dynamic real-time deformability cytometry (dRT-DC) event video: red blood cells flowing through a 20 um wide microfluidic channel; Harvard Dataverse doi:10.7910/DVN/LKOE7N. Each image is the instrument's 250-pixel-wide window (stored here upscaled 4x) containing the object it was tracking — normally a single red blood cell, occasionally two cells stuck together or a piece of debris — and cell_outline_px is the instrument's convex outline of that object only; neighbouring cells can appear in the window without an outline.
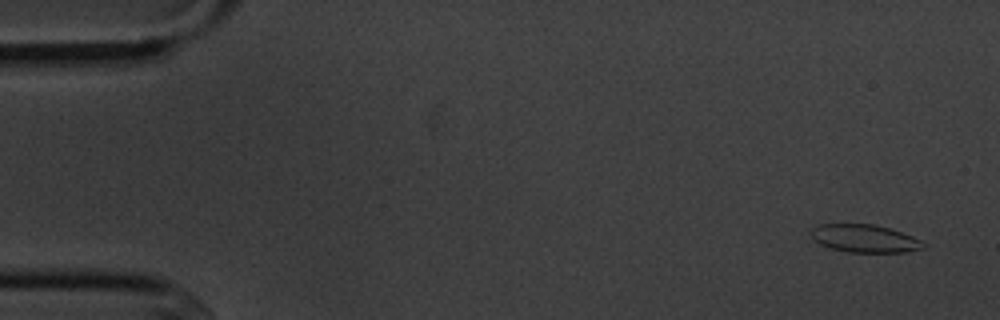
{"species": "common noctule bat (a hibernating species)", "species_latin": "Nyctalus noctula", "temperature_condition": "cold", "stored_images_in_passage": 4, "camera_frame_rate_fps": 3000, "um_per_image_px": 0.085, "animal": {"sex": "male", "body_mass_g": 20.1, "forearm_length_mm": 53.5}, "frame": {"image": 1, "passage_image": 1, "time_ms": 0.0, "image_size_px": [1000, 320], "cell_outline_px": [[924, 248], [908, 252], [848, 252], [832, 248], [820, 244], [812, 236], [812, 228], [816, 224], [872, 224], [888, 228], [912, 236], [920, 240], [924, 244]], "centroid_in_image_um": [73.49, 20.27], "position_along_channel_um": 11.5, "area_um2": 17.98}}